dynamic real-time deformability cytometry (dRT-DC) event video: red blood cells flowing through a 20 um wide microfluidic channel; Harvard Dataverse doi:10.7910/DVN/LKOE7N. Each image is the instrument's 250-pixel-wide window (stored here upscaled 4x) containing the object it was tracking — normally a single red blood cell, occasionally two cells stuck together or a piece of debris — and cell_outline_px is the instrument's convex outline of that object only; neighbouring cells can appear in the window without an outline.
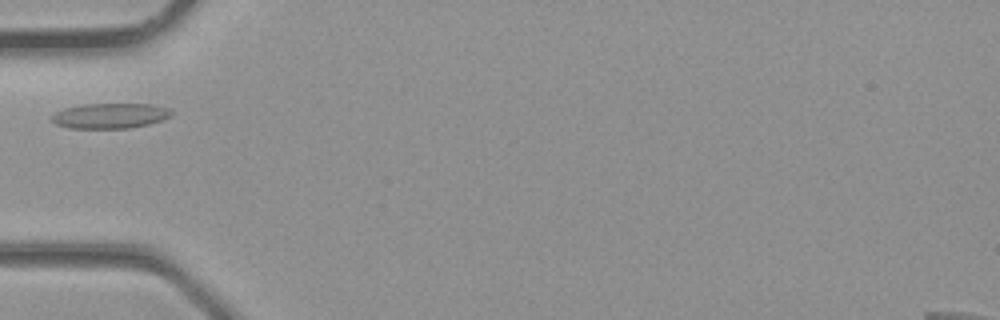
{"species": "common noctule bat (a hibernating species)", "species_latin": "Nyctalus noctula", "temperature_condition": "room temperature", "stored_images_in_passage": 1, "camera_frame_rate_fps": 3000, "um_per_image_px": 0.085, "animal": {"sex": "male", "body_mass_g": 23.1, "forearm_length_mm": 52.7}, "frame": {"image": 1, "passage_image": 1, "time_ms": 0.0, "image_size_px": [1000, 320], "cell_outline_px": [[172, 112], [168, 116], [160, 120], [148, 124], [128, 128], [68, 128], [56, 124], [52, 120], [52, 116], [56, 112], [64, 108], [84, 104], [152, 104], [168, 108]], "centroid_in_image_um": [9.32, 9.84], "position_along_channel_um": 75.7, "area_um2": 17.34}}